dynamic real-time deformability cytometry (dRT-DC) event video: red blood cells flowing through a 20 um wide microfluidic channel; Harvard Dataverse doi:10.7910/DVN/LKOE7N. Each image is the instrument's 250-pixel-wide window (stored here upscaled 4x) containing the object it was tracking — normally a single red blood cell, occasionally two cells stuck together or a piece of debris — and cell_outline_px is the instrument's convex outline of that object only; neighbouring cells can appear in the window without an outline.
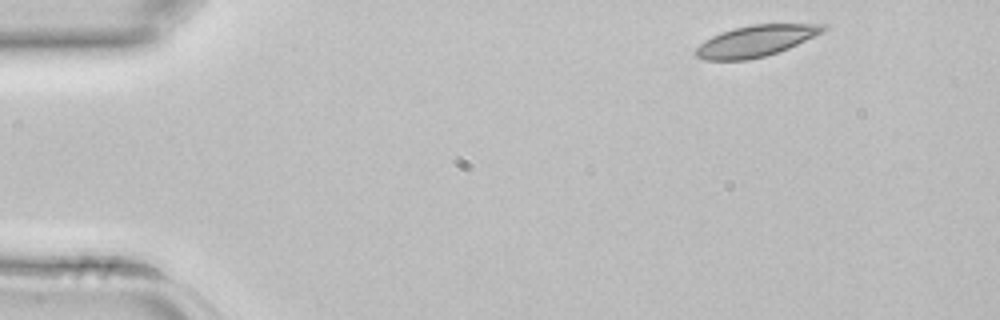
{"species": "common noctule bat (a hibernating species)", "species_latin": "Nyctalus noctula", "temperature_condition": "room temperature", "stored_images_in_passage": 3, "camera_frame_rate_fps": 3000, "um_per_image_px": 0.085, "animal": {"sex": "female", "body_mass_g": 22.7, "forearm_length_mm": 54.2}, "frame": {"image": 1, "passage_image": 1, "time_ms": 0.0, "image_size_px": [1000, 320], "cell_outline_px": [[828, 28], [824, 32], [788, 48], [764, 56], [748, 60], [704, 60], [696, 56], [692, 52], [704, 40], [712, 36], [736, 28], [752, 24], [828, 24]], "centroid_in_image_um": [64.24, 3.48], "position_along_channel_um": 20.8, "area_um2": 23.06}}